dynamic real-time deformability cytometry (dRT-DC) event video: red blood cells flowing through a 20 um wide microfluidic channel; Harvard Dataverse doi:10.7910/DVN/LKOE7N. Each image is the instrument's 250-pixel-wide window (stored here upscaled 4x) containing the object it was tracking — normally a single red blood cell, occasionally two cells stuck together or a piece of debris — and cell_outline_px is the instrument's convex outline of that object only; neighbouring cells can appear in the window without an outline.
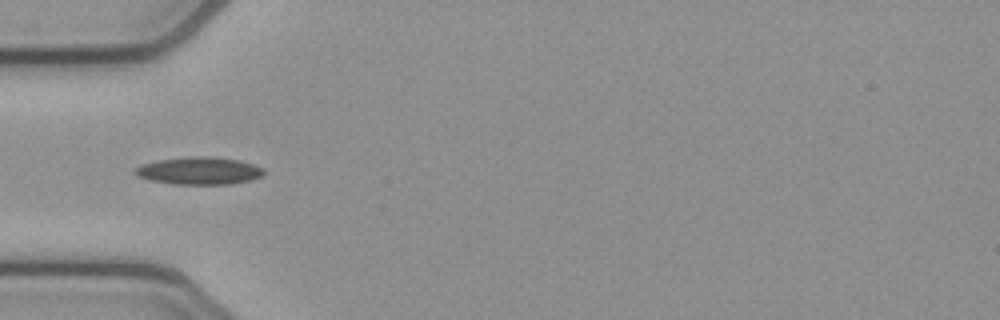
{"species": "common noctule bat (a hibernating species)", "species_latin": "Nyctalus noctula", "temperature_condition": "cold", "stored_images_in_passage": 4, "camera_frame_rate_fps": 3000, "um_per_image_px": 0.085, "animal": {"sex": "female", "body_mass_g": 21.9}, "frame": {"image": 1, "passage_image": 4, "time_ms": 1.0, "image_size_px": [1000, 320], "cell_outline_px": [[264, 176], [252, 180], [232, 184], [176, 184], [148, 180], [136, 176], [132, 172], [140, 164], [156, 160], [192, 156], [212, 156], [240, 160], [264, 168]], "centroid_in_image_um": [16.92, 14.51], "position_along_channel_um": 68.1, "area_um2": 20.98}}